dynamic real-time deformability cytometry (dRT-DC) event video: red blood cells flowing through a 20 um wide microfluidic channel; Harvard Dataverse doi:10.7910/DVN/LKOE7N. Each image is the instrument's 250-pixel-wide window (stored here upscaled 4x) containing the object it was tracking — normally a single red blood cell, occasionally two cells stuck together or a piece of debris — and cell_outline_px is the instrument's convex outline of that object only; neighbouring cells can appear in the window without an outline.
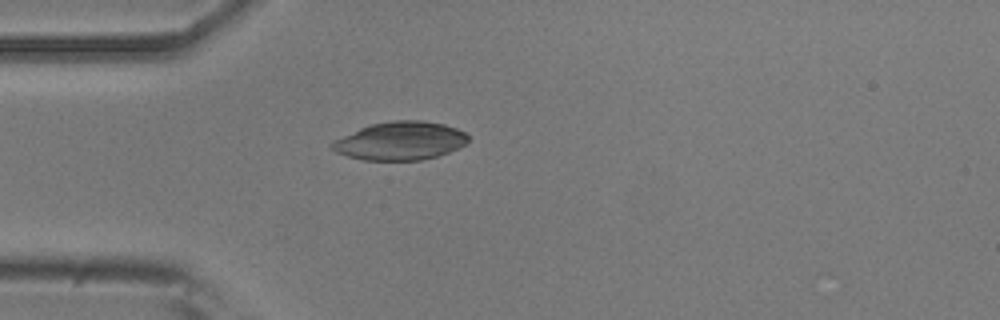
{"species": "common noctule bat (a hibernating species)", "species_latin": "Nyctalus noctula", "temperature_condition": "room temperature", "stored_images_in_passage": 33, "camera_frame_rate_fps": 3000, "um_per_image_px": 0.085, "animal": {"sex": "male", "body_mass_g": 20.5, "forearm_length_mm": 52.5}, "frame": {"image": 1, "passage_image": 1, "time_ms": 0.0, "image_size_px": [1000, 320], "cell_outline_px": [[468, 140], [460, 148], [436, 156], [420, 160], [364, 160], [348, 156], [336, 152], [328, 144], [332, 140], [360, 128], [372, 124], [392, 120], [420, 120], [444, 124], [456, 128], [464, 132], [468, 136]], "centroid_in_image_um": [34.0, 11.97], "position_along_channel_um": 51.0, "area_um2": 30.35}}
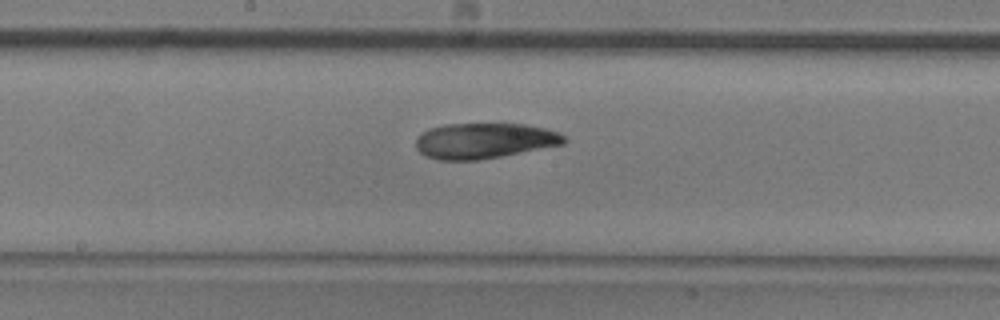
{"frame": {"image": 2, "passage_image": 14, "time_ms": 4.333, "image_size_px": [1000, 320], "cell_outline_px": [[568, 140], [564, 144], [500, 156], [476, 160], [436, 160], [420, 152], [416, 148], [416, 140], [428, 128], [444, 124], [524, 124], [544, 128], [560, 132]], "centroid_in_image_um": [41.18, 11.96], "position_along_channel_um": 207.0, "area_um2": 30.52}}
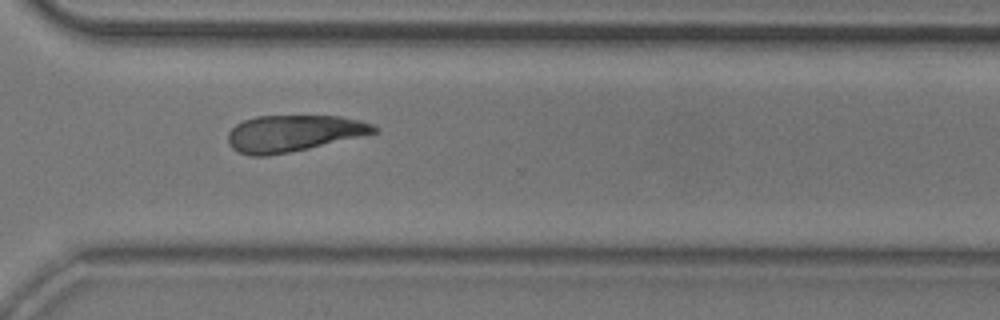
{"frame": {"image": 3, "passage_image": 25, "time_ms": 8.0, "image_size_px": [1000, 320], "cell_outline_px": [[380, 128], [376, 132], [308, 148], [268, 156], [252, 156], [240, 152], [232, 148], [228, 144], [228, 132], [236, 124], [244, 120], [256, 116], [340, 116], [360, 120], [372, 124]], "centroid_in_image_um": [24.9, 11.32], "position_along_channel_um": 345.7, "area_um2": 30.75}}